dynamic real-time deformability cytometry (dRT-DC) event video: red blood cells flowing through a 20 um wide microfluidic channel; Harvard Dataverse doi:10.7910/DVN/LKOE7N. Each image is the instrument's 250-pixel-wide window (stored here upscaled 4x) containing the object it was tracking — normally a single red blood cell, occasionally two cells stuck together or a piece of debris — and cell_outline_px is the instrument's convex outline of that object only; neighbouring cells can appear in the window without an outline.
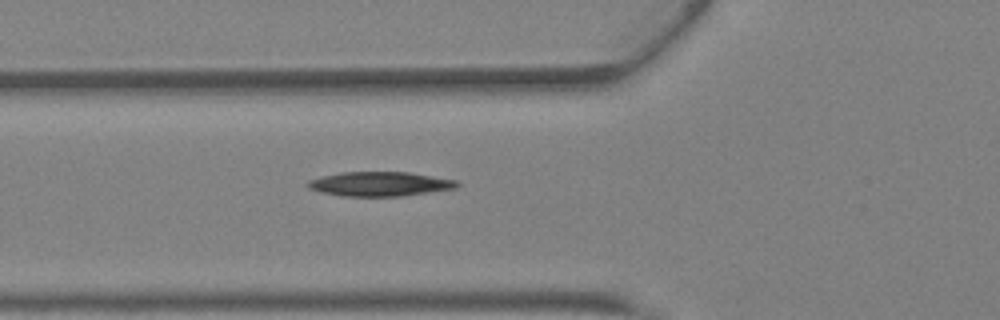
{"species": "Egyptian fruit bat (a non-hibernating species)", "species_latin": "Rousettus aegyptiacus", "temperature_condition": "warm", "stored_images_in_passage": 30, "camera_frame_rate_fps": 3000, "um_per_image_px": 0.085, "animal": {"sex": "female"}, "frame": {"image": 1, "passage_image": 2, "time_ms": 0.333, "image_size_px": [1000, 320], "cell_outline_px": [[460, 184], [456, 188], [400, 196], [340, 196], [320, 192], [308, 188], [304, 184], [308, 180], [340, 172], [408, 172], [456, 180]], "centroid_in_image_um": [32.23, 15.64], "position_along_channel_um": 93.6, "area_um2": 21.15}}
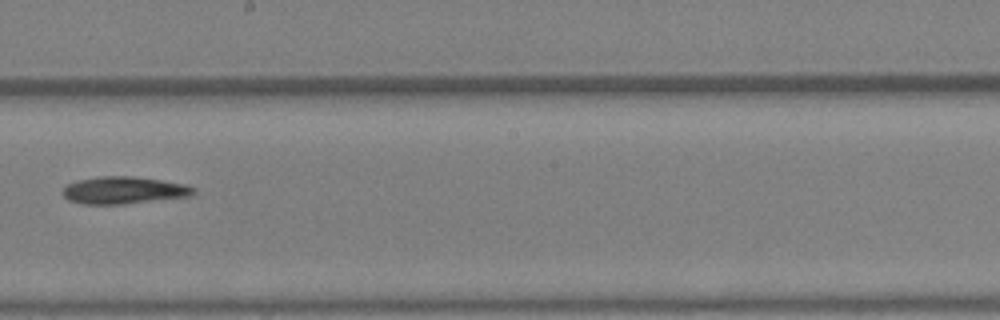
{"frame": {"image": 2, "passage_image": 11, "time_ms": 3.333, "image_size_px": [1000, 320], "cell_outline_px": [[196, 192], [192, 196], [124, 204], [84, 204], [68, 200], [64, 196], [64, 188], [68, 184], [76, 180], [100, 176], [132, 176], [160, 180], [184, 184], [196, 188]], "centroid_in_image_um": [10.55, 16.17], "position_along_channel_um": 237.7, "area_um2": 20.75}}
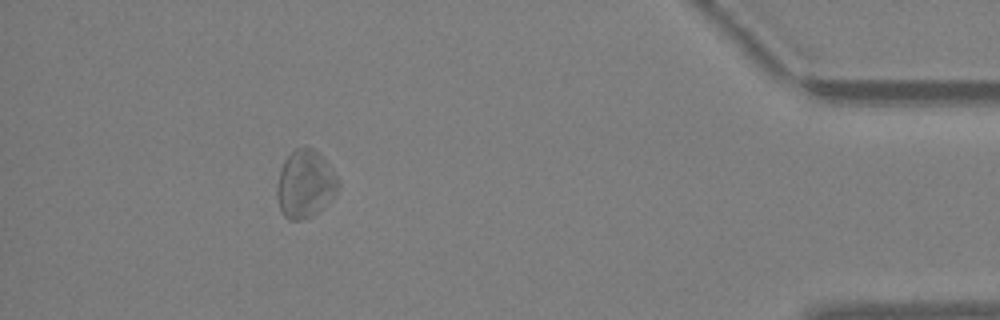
{"frame": {"image": 3, "passage_image": 25, "time_ms": 8.0, "image_size_px": [1000, 320], "cell_outline_px": [[340, 188], [312, 216], [300, 220], [288, 220], [284, 216], [280, 208], [276, 196], [276, 188], [280, 172], [284, 160], [296, 148], [312, 148], [328, 164], [340, 180]], "centroid_in_image_um": [25.92, 15.66], "position_along_channel_um": 409.3, "area_um2": 23.7}}